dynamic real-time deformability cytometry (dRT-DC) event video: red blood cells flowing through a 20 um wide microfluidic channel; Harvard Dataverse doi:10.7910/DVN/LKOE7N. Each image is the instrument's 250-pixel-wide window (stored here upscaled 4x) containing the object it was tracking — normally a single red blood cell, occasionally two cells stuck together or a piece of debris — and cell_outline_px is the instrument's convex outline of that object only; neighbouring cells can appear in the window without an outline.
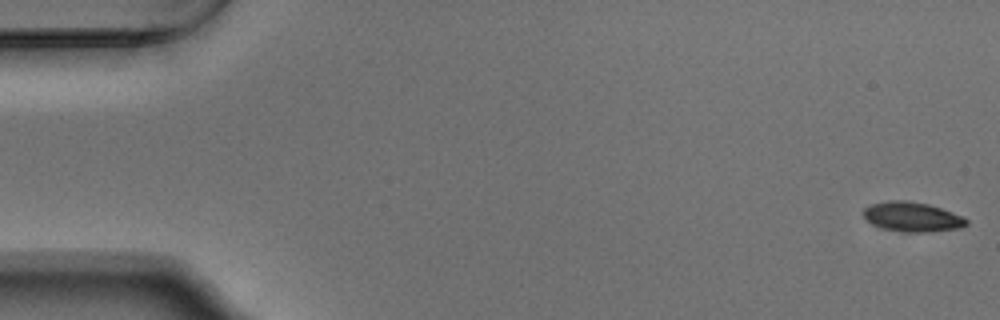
{"species": "Egyptian fruit bat (a non-hibernating species)", "species_latin": "Rousettus aegyptiacus", "temperature_condition": "warm", "stored_images_in_passage": 54, "camera_frame_rate_fps": 3000, "um_per_image_px": 0.085, "animal": {"sex": "male"}, "frame": {"image": 1, "passage_image": 1, "time_ms": 0.0, "image_size_px": [1000, 320], "cell_outline_px": [[968, 224], [960, 228], [928, 232], [908, 232], [884, 228], [872, 224], [860, 212], [868, 204], [888, 200], [908, 200], [928, 204], [964, 216], [968, 220]], "centroid_in_image_um": [77.52, 18.41], "position_along_channel_um": 7.5, "area_um2": 17.92}}
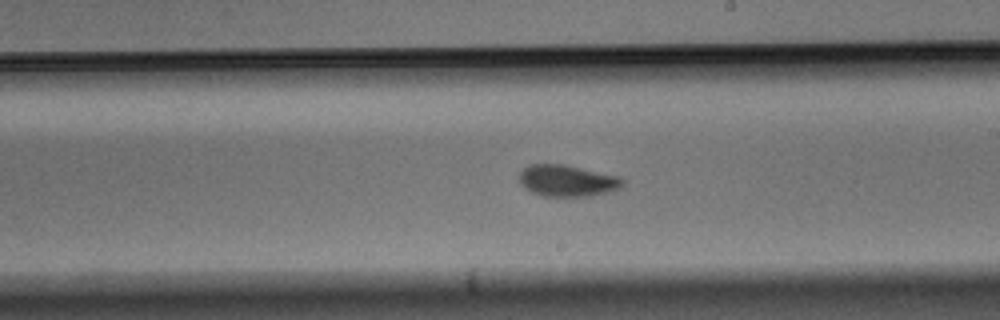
{"frame": {"image": 2, "passage_image": 31, "time_ms": 10.0, "image_size_px": [1000, 320], "cell_outline_px": [[624, 184], [620, 188], [608, 192], [592, 196], [540, 196], [524, 188], [520, 184], [520, 172], [528, 164], [564, 164], [620, 176], [624, 180]], "centroid_in_image_um": [48.22, 15.36], "position_along_channel_um": 240.8, "area_um2": 19.19}}
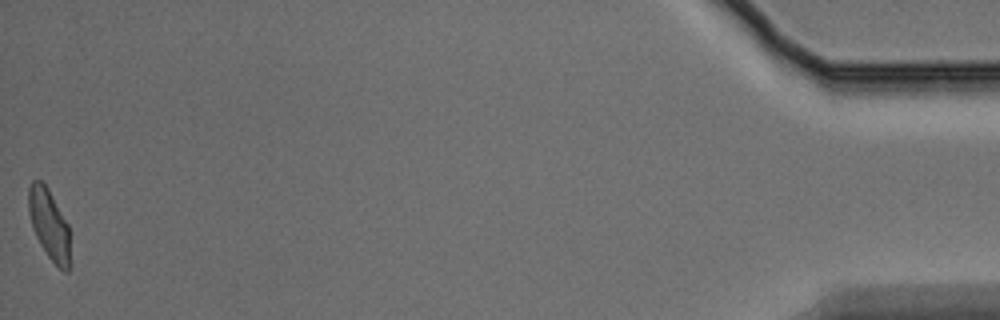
{"frame": {"image": 3, "passage_image": 54, "time_ms": 17.667, "image_size_px": [1000, 320], "cell_outline_px": [[72, 264], [68, 272], [64, 272], [48, 256], [40, 244], [32, 228], [28, 212], [28, 188], [32, 180], [40, 180], [48, 188], [68, 224]], "centroid_in_image_um": [4.2, 19.12], "position_along_channel_um": 431.0, "area_um2": 17.4}, "authors_computed_cell_mechanics": {"area_um2": 18.1781, "velocity_mm_per_s": 3.7448, "shape_relaxation_time_tau1_ms": 2.5716, "shape_relaxation_time_tau2_ms": 2.1037, "deformation_change_tau1": 0.1404, "deformation_change_tau2": 0.0661}}